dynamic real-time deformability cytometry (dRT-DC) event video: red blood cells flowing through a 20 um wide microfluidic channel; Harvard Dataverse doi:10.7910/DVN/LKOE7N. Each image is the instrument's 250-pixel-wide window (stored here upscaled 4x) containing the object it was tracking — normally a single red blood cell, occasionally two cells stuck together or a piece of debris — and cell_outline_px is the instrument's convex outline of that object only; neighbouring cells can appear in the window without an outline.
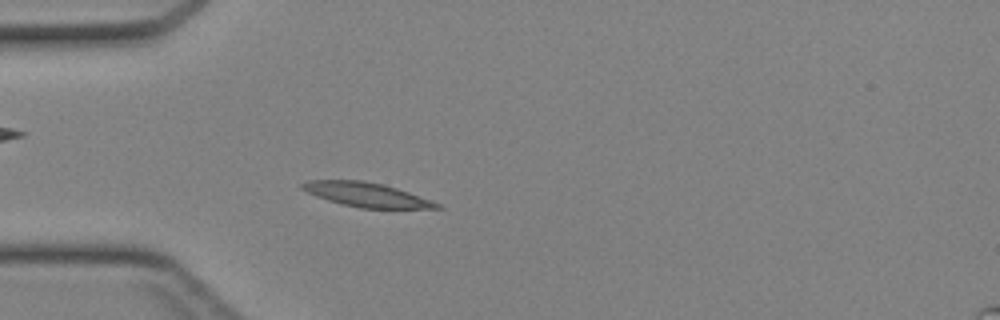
{"species": "Egyptian fruit bat (a non-hibernating species)", "species_latin": "Rousettus aegyptiacus", "temperature_condition": "cold", "stored_images_in_passage": 43, "camera_frame_rate_fps": 3000, "um_per_image_px": 0.085, "animal": {"sex": "female"}, "frame": {"image": 1, "passage_image": 11, "time_ms": 3.333, "image_size_px": [1000, 320], "cell_outline_px": [[444, 208], [360, 208], [328, 200], [316, 196], [300, 188], [300, 184], [308, 180], [360, 180], [380, 184], [396, 188], [432, 200], [440, 204]], "centroid_in_image_um": [31.14, 16.54], "position_along_channel_um": 53.9, "area_um2": 18.73}}
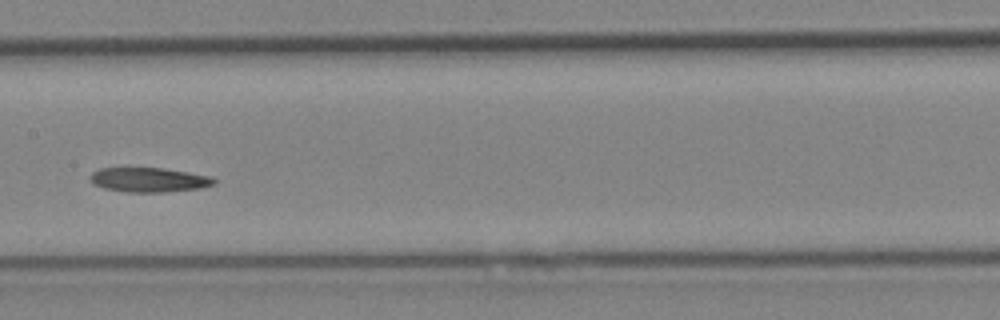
{"frame": {"image": 2, "passage_image": 21, "time_ms": 6.667, "image_size_px": [1000, 320], "cell_outline_px": [[216, 184], [200, 188], [164, 192], [128, 192], [104, 188], [92, 184], [88, 176], [92, 172], [100, 168], [164, 168], [212, 176], [216, 180]], "centroid_in_image_um": [12.65, 15.28], "position_along_channel_um": 194.7, "area_um2": 17.8}}
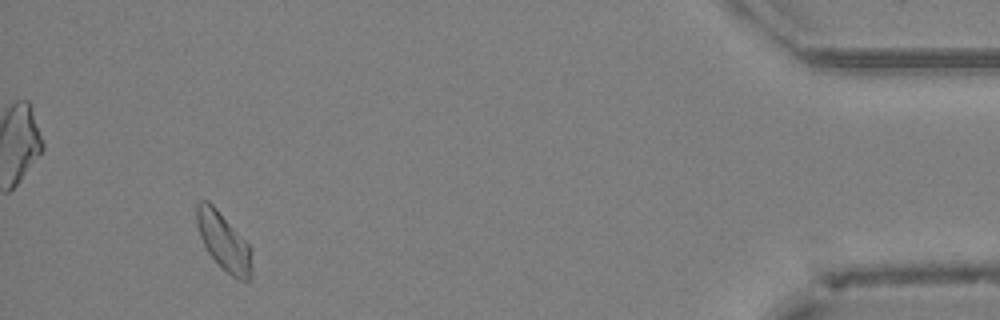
{"frame": {"image": 3, "passage_image": 40, "time_ms": 13.0, "image_size_px": [1000, 320], "cell_outline_px": [[252, 276], [248, 284], [232, 276], [208, 252], [200, 236], [196, 224], [196, 204], [200, 200], [208, 200], [216, 208], [252, 248]], "centroid_in_image_um": [19.04, 20.55], "position_along_channel_um": 416.2, "area_um2": 18.5}}